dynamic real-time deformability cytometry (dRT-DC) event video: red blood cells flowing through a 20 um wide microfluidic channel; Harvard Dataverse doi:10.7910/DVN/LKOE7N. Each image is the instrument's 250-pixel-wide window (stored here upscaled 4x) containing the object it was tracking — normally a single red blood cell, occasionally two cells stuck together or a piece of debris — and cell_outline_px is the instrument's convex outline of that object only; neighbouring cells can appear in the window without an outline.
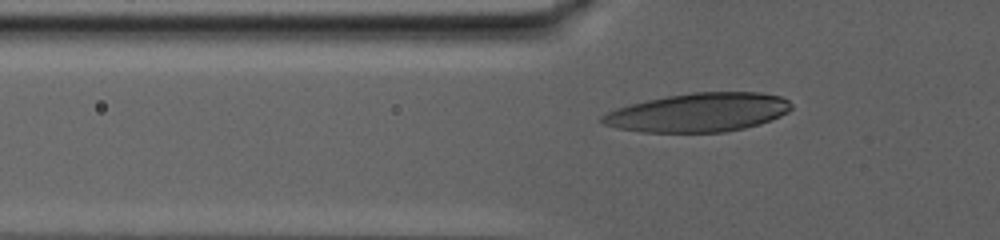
{"species": "human", "species_latin": "Homo sapiens", "temperature_condition": "warm", "stored_images_in_passage": 16, "camera_frame_rate_fps": 3000, "um_per_image_px": 0.085, "donor": {"sex": "male"}, "frame": {"image": 1, "passage_image": 10, "time_ms": 3.0, "image_size_px": [1000, 240], "cell_outline_px": [[792, 108], [788, 112], [780, 116], [760, 124], [744, 128], [724, 132], [640, 132], [616, 128], [604, 124], [600, 120], [600, 116], [616, 108], [664, 96], [692, 92], [760, 92], [780, 96], [788, 100], [792, 104]], "centroid_in_image_um": [59.38, 9.56], "position_along_channel_um": 66.4, "area_um2": 42.83}}
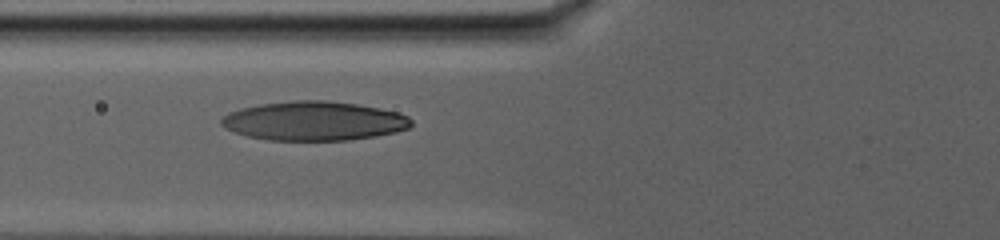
{"frame": {"image": 2, "passage_image": 14, "time_ms": 4.333, "image_size_px": [1000, 240], "cell_outline_px": [[412, 124], [408, 128], [396, 132], [376, 136], [348, 140], [268, 140], [248, 136], [224, 128], [220, 124], [220, 120], [228, 112], [240, 108], [260, 104], [296, 100], [328, 100], [356, 104], [380, 108], [396, 112], [408, 116], [412, 120]], "centroid_in_image_um": [26.68, 10.28], "position_along_channel_um": 99.1, "area_um2": 43.35}}